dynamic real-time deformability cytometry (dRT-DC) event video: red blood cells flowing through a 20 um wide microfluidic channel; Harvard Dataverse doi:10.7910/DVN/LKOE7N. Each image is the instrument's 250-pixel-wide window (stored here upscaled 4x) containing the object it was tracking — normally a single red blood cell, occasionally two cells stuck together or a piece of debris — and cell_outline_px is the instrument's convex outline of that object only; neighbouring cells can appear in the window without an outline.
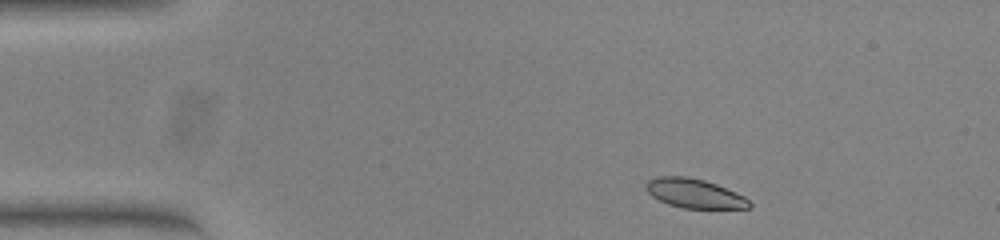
{"species": "common noctule bat (a hibernating species)", "species_latin": "Nyctalus noctula", "temperature_condition": "warm", "stored_images_in_passage": 46, "camera_frame_rate_fps": 3000, "um_per_image_px": 0.085, "animal": {"sex": "female", "body_mass_g": 23.0, "forearm_length_mm": 53.4}, "frame": {"image": 1, "passage_image": 1, "time_ms": 0.0, "image_size_px": [1000, 240], "cell_outline_px": [[752, 208], [684, 208], [668, 204], [652, 196], [648, 192], [648, 180], [656, 176], [688, 176], [704, 180], [716, 184], [736, 192], [744, 196], [752, 204]], "centroid_in_image_um": [59.06, 16.43], "position_along_channel_um": 25.9, "area_um2": 17.46}}
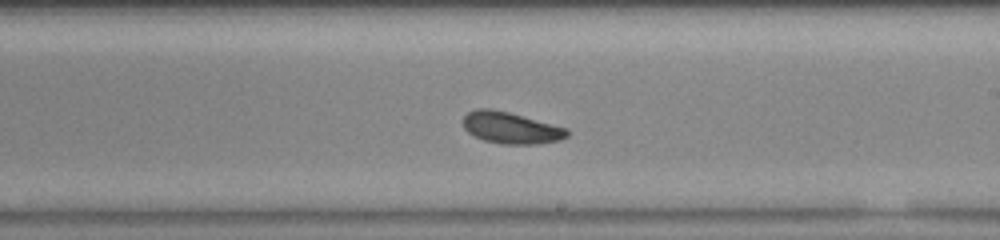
{"frame": {"image": 2, "passage_image": 24, "time_ms": 7.667, "image_size_px": [1000, 240], "cell_outline_px": [[568, 136], [560, 140], [536, 144], [504, 144], [484, 140], [468, 132], [464, 128], [464, 116], [468, 112], [476, 108], [488, 108], [508, 112], [568, 128]], "centroid_in_image_um": [43.44, 10.86], "position_along_channel_um": 245.6, "area_um2": 18.96}}
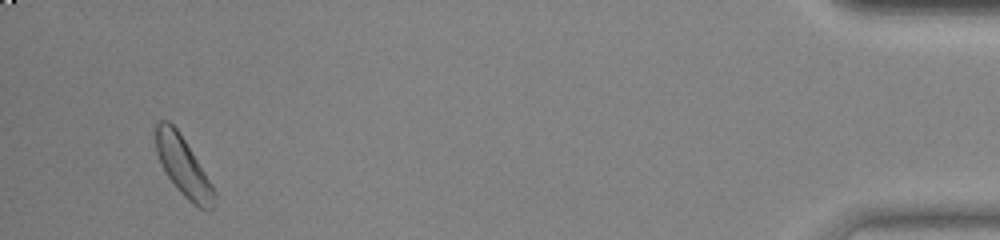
{"frame": {"image": 3, "passage_image": 44, "time_ms": 14.333, "image_size_px": [1000, 240], "cell_outline_px": [[216, 204], [208, 212], [192, 204], [180, 192], [168, 176], [156, 152], [152, 132], [152, 124], [160, 120], [168, 120], [176, 128], [184, 140], [212, 184], [216, 192]], "centroid_in_image_um": [15.54, 14.11], "position_along_channel_um": 419.7, "area_um2": 20.4}}